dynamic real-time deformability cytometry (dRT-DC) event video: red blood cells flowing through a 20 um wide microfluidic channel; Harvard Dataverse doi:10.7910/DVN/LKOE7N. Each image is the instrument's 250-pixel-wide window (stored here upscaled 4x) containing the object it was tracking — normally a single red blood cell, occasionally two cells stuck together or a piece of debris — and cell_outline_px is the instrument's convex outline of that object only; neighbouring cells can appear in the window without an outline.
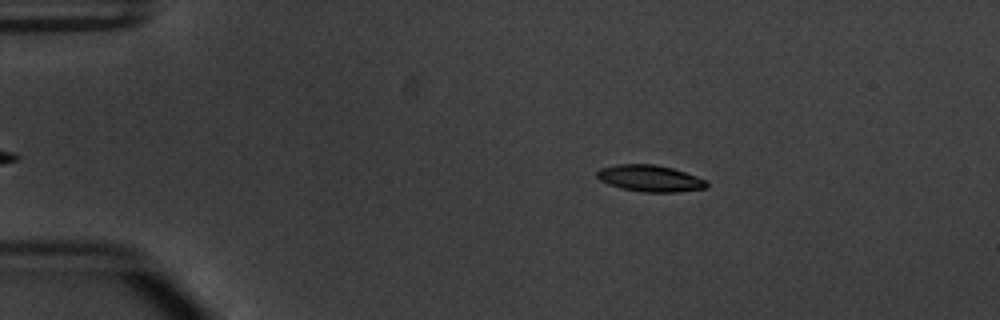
{"species": "common noctule bat (a hibernating species)", "species_latin": "Nyctalus noctula", "temperature_condition": "warm", "stored_images_in_passage": 48, "camera_frame_rate_fps": 3000, "um_per_image_px": 0.085, "animal": {"sex": "male", "body_mass_g": 20.1, "forearm_length_mm": 53.5}, "frame": {"image": 1, "passage_image": 5, "time_ms": 1.333, "image_size_px": [1000, 320], "cell_outline_px": [[708, 188], [676, 192], [644, 192], [620, 188], [608, 184], [600, 180], [596, 176], [596, 172], [600, 168], [616, 164], [656, 164], [672, 168], [708, 180]], "centroid_in_image_um": [55.25, 15.16], "position_along_channel_um": 29.7, "area_um2": 17.11}}
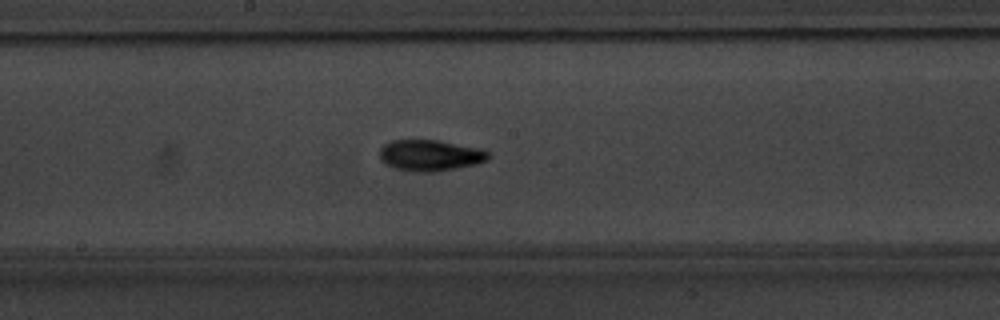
{"frame": {"image": 2, "passage_image": 24, "time_ms": 7.667, "image_size_px": [1000, 320], "cell_outline_px": [[492, 156], [488, 160], [476, 164], [456, 168], [432, 172], [416, 172], [392, 168], [380, 160], [380, 148], [384, 144], [392, 140], [440, 140], [480, 148], [488, 152]], "centroid_in_image_um": [36.57, 13.2], "position_along_channel_um": 211.6, "area_um2": 19.94}}
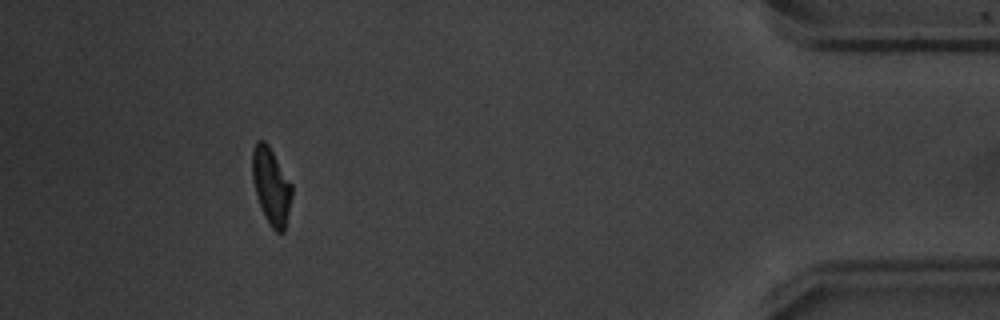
{"frame": {"image": 3, "passage_image": 44, "time_ms": 14.333, "image_size_px": [1000, 320], "cell_outline_px": [[292, 196], [284, 232], [276, 232], [272, 228], [264, 216], [256, 196], [252, 180], [252, 148], [256, 140], [264, 140], [268, 144], [292, 184]], "centroid_in_image_um": [23.03, 15.8], "position_along_channel_um": 412.2, "area_um2": 17.8}, "authors_computed_cell_mechanics": {"area_um2": 17.8024, "velocity_mm_per_s": 3.8347, "shape_relaxation_time_tau1_ms": 3.3191, "shape_relaxation_time_tau2_ms": 2.3828, "deformation_change_tau1": 0.1631, "deformation_change_tau2": 0.0723}}